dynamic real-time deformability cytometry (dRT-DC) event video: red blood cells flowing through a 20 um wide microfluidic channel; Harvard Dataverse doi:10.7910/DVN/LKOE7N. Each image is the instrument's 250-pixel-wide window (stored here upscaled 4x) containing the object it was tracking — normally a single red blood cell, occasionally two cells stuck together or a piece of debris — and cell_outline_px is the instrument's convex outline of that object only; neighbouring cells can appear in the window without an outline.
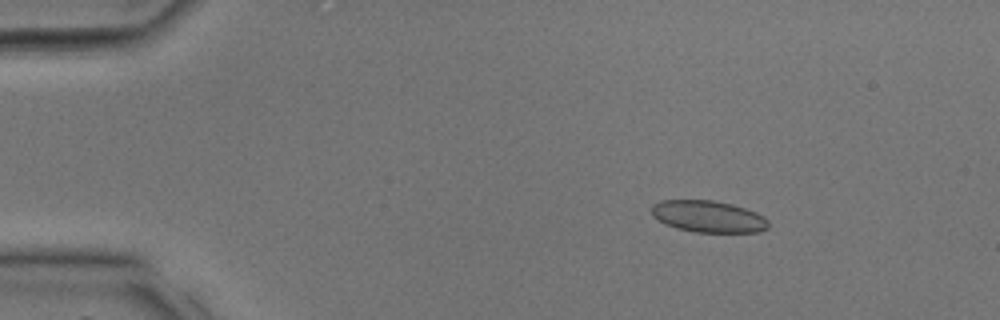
{"species": "common noctule bat (a hibernating species)", "species_latin": "Nyctalus noctula", "temperature_condition": "room temperature", "stored_images_in_passage": 14, "camera_frame_rate_fps": 3000, "um_per_image_px": 0.085, "animal": {"sex": "male", "body_mass_g": 17.9, "forearm_length_mm": 54.2}, "frame": {"image": 1, "passage_image": 1, "time_ms": 0.0, "image_size_px": [1000, 320], "cell_outline_px": [[768, 228], [760, 232], [696, 232], [676, 228], [664, 224], [652, 216], [652, 204], [660, 200], [712, 200], [732, 204], [756, 212], [764, 216], [768, 220]], "centroid_in_image_um": [60.19, 18.4], "position_along_channel_um": 24.8, "area_um2": 21.73}}
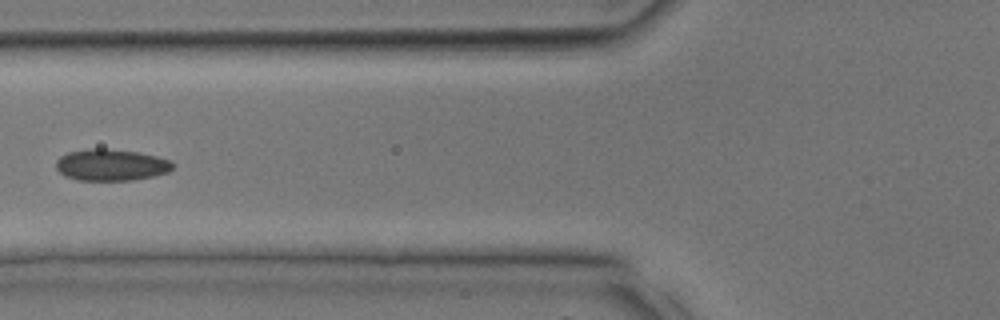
{"frame": {"image": 2, "passage_image": 9, "time_ms": 2.667, "image_size_px": [1000, 320], "cell_outline_px": [[176, 164], [168, 172], [152, 176], [132, 180], [76, 180], [64, 176], [56, 168], [56, 160], [60, 156], [68, 152], [88, 148], [104, 148], [140, 152], [172, 160]], "centroid_in_image_um": [9.45, 14.01], "position_along_channel_um": 116.4, "area_um2": 21.73}}
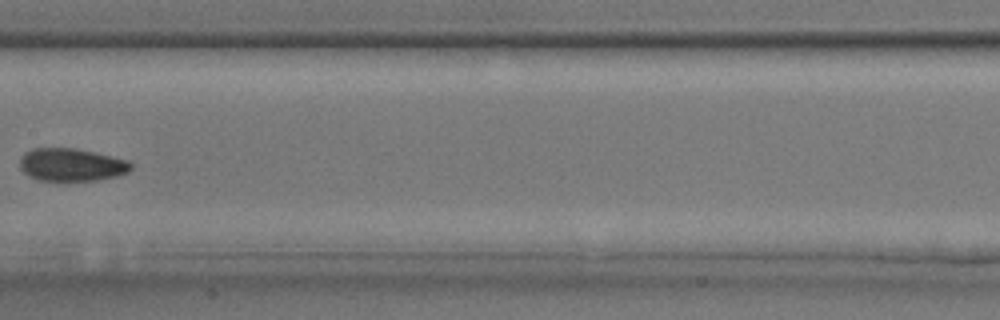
{"frame": {"image": 3, "passage_image": 13, "time_ms": 4.0, "image_size_px": [1000, 320], "cell_outline_px": [[132, 168], [128, 172], [116, 176], [96, 180], [36, 180], [24, 172], [20, 168], [20, 160], [24, 152], [32, 148], [76, 148], [128, 160], [132, 164]], "centroid_in_image_um": [6.06, 13.99], "position_along_channel_um": 201.3, "area_um2": 21.15}}